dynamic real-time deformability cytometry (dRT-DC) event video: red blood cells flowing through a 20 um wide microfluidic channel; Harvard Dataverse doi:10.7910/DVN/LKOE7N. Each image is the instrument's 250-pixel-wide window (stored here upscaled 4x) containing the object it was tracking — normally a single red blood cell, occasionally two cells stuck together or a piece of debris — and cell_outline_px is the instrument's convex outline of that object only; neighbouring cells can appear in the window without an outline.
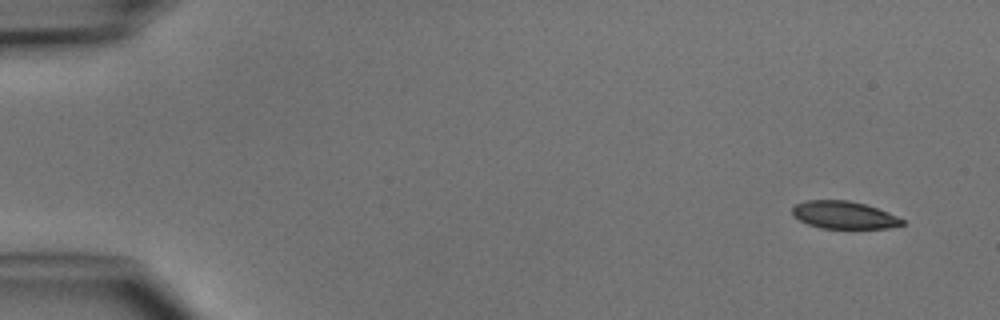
{"species": "common noctule bat (a hibernating species)", "species_latin": "Nyctalus noctula", "temperature_condition": "cold", "stored_images_in_passage": 5, "segment_of_instrument_passage": [1, 2], "camera_frame_rate_fps": 3000, "um_per_image_px": 0.085, "animal": {"sex": "male", "body_mass_g": 15.6}, "frame": {"image": 1, "passage_image": 1, "time_ms": 0.0, "image_size_px": [1000, 320], "cell_outline_px": [[904, 224], [888, 228], [820, 228], [808, 224], [792, 216], [792, 208], [796, 204], [804, 200], [848, 200], [864, 204], [888, 212], [904, 220]], "centroid_in_image_um": [71.7, 18.27], "position_along_channel_um": 13.3, "area_um2": 17.57}}